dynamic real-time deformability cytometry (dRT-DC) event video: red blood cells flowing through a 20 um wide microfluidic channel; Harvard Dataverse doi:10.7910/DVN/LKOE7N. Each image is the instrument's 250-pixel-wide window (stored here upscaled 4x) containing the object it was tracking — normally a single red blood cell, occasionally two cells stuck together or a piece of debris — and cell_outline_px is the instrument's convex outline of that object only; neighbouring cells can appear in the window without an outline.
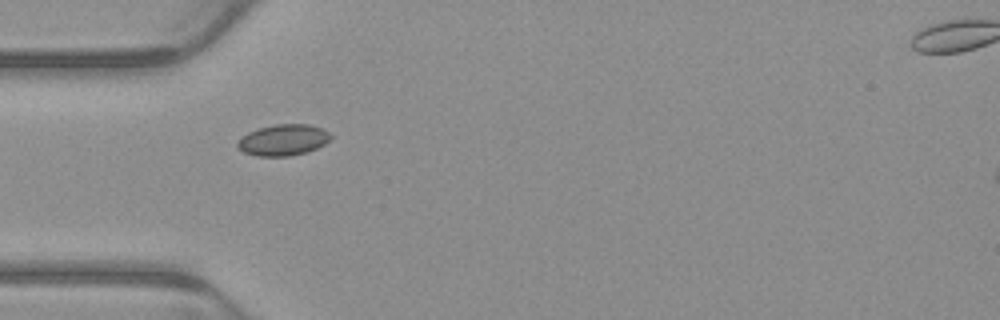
{"species": "common noctule bat (a hibernating species)", "species_latin": "Nyctalus noctula", "temperature_condition": "warm", "stored_images_in_passage": 8, "camera_frame_rate_fps": 3000, "um_per_image_px": 0.085, "animal": {"sex": "male", "body_mass_g": 23.1, "forearm_length_mm": 52.7}, "frame": {"image": 1, "passage_image": 4, "time_ms": 1.0, "image_size_px": [1000, 320], "cell_outline_px": [[332, 136], [324, 144], [308, 152], [288, 156], [256, 156], [244, 152], [236, 148], [236, 144], [248, 132], [260, 128], [276, 124], [308, 124], [324, 128]], "centroid_in_image_um": [24.08, 11.9], "position_along_channel_um": 60.9, "area_um2": 16.88}}
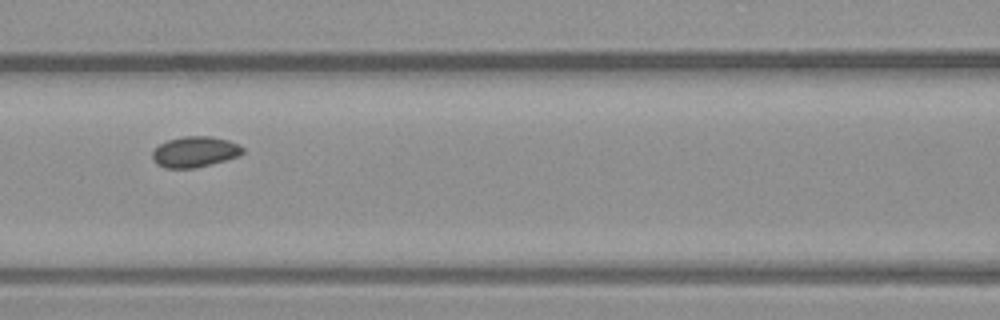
{"frame": {"image": 2, "passage_image": 6, "time_ms": 1.667, "image_size_px": [1000, 320], "cell_outline_px": [[244, 152], [240, 156], [196, 168], [164, 168], [156, 164], [152, 160], [152, 152], [160, 144], [168, 140], [184, 136], [212, 136], [228, 140], [240, 144], [244, 148]], "centroid_in_image_um": [16.58, 12.91], "position_along_channel_um": 150.0, "area_um2": 16.36}}
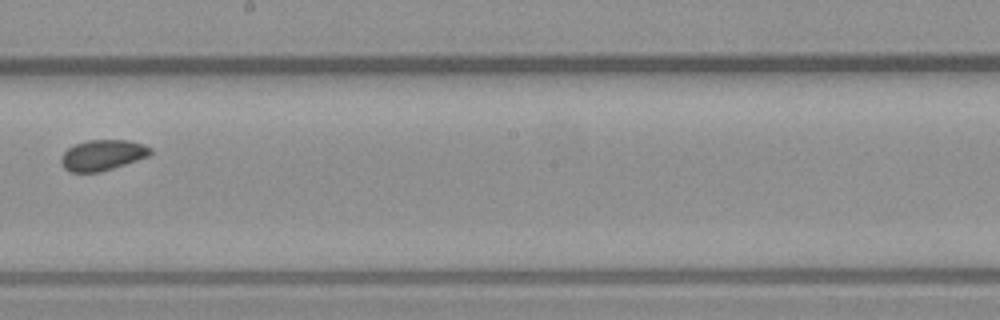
{"frame": {"image": 3, "passage_image": 8, "time_ms": 2.333, "image_size_px": [1000, 320], "cell_outline_px": [[152, 152], [148, 156], [100, 172], [68, 172], [60, 164], [60, 156], [68, 148], [76, 144], [88, 140], [128, 140], [144, 144], [152, 148]], "centroid_in_image_um": [8.68, 13.18], "position_along_channel_um": 239.5, "area_um2": 15.95}}